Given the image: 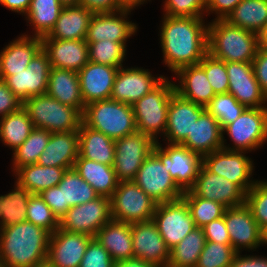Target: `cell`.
<instances>
[{
	"instance_id": "6da1fadb",
	"label": "cell",
	"mask_w": 267,
	"mask_h": 267,
	"mask_svg": "<svg viewBox=\"0 0 267 267\" xmlns=\"http://www.w3.org/2000/svg\"><path fill=\"white\" fill-rule=\"evenodd\" d=\"M162 19L159 35L165 66L175 73L181 67L199 64L208 53V23L204 17L164 15Z\"/></svg>"
},
{
	"instance_id": "7a4b0ae2",
	"label": "cell",
	"mask_w": 267,
	"mask_h": 267,
	"mask_svg": "<svg viewBox=\"0 0 267 267\" xmlns=\"http://www.w3.org/2000/svg\"><path fill=\"white\" fill-rule=\"evenodd\" d=\"M50 236L27 221L0 228V260L7 267L46 266Z\"/></svg>"
},
{
	"instance_id": "3957f363",
	"label": "cell",
	"mask_w": 267,
	"mask_h": 267,
	"mask_svg": "<svg viewBox=\"0 0 267 267\" xmlns=\"http://www.w3.org/2000/svg\"><path fill=\"white\" fill-rule=\"evenodd\" d=\"M208 53L225 62H252L259 49L256 33L226 20L208 23Z\"/></svg>"
},
{
	"instance_id": "277c9868",
	"label": "cell",
	"mask_w": 267,
	"mask_h": 267,
	"mask_svg": "<svg viewBox=\"0 0 267 267\" xmlns=\"http://www.w3.org/2000/svg\"><path fill=\"white\" fill-rule=\"evenodd\" d=\"M82 122L113 140L137 132L132 105L113 99L87 104L82 114Z\"/></svg>"
},
{
	"instance_id": "5b68a950",
	"label": "cell",
	"mask_w": 267,
	"mask_h": 267,
	"mask_svg": "<svg viewBox=\"0 0 267 267\" xmlns=\"http://www.w3.org/2000/svg\"><path fill=\"white\" fill-rule=\"evenodd\" d=\"M173 81L166 77L156 88L133 105L137 132L149 136L155 142L165 134L170 98L175 93Z\"/></svg>"
},
{
	"instance_id": "8992f818",
	"label": "cell",
	"mask_w": 267,
	"mask_h": 267,
	"mask_svg": "<svg viewBox=\"0 0 267 267\" xmlns=\"http://www.w3.org/2000/svg\"><path fill=\"white\" fill-rule=\"evenodd\" d=\"M32 124L50 133L79 130L82 113L70 106L63 105L47 94L30 97L23 102Z\"/></svg>"
},
{
	"instance_id": "52a82bcc",
	"label": "cell",
	"mask_w": 267,
	"mask_h": 267,
	"mask_svg": "<svg viewBox=\"0 0 267 267\" xmlns=\"http://www.w3.org/2000/svg\"><path fill=\"white\" fill-rule=\"evenodd\" d=\"M222 133L225 150L252 152L261 148L267 141V107L246 108L234 122L222 129ZM225 133L233 141V146L226 145Z\"/></svg>"
},
{
	"instance_id": "ba28073f",
	"label": "cell",
	"mask_w": 267,
	"mask_h": 267,
	"mask_svg": "<svg viewBox=\"0 0 267 267\" xmlns=\"http://www.w3.org/2000/svg\"><path fill=\"white\" fill-rule=\"evenodd\" d=\"M110 200L112 220L131 224L152 220L157 206L134 181L119 182Z\"/></svg>"
},
{
	"instance_id": "9c48e42d",
	"label": "cell",
	"mask_w": 267,
	"mask_h": 267,
	"mask_svg": "<svg viewBox=\"0 0 267 267\" xmlns=\"http://www.w3.org/2000/svg\"><path fill=\"white\" fill-rule=\"evenodd\" d=\"M133 181L157 203L178 200L184 193L170 176L167 165H163L153 151L146 157Z\"/></svg>"
},
{
	"instance_id": "30bf717a",
	"label": "cell",
	"mask_w": 267,
	"mask_h": 267,
	"mask_svg": "<svg viewBox=\"0 0 267 267\" xmlns=\"http://www.w3.org/2000/svg\"><path fill=\"white\" fill-rule=\"evenodd\" d=\"M245 151L220 149L202 157V165L211 173L237 184L245 193L258 181L252 180L253 160Z\"/></svg>"
},
{
	"instance_id": "8fae6325",
	"label": "cell",
	"mask_w": 267,
	"mask_h": 267,
	"mask_svg": "<svg viewBox=\"0 0 267 267\" xmlns=\"http://www.w3.org/2000/svg\"><path fill=\"white\" fill-rule=\"evenodd\" d=\"M111 220V200L99 196L93 201L71 207L59 220V228L95 238L97 232Z\"/></svg>"
},
{
	"instance_id": "7c38bea8",
	"label": "cell",
	"mask_w": 267,
	"mask_h": 267,
	"mask_svg": "<svg viewBox=\"0 0 267 267\" xmlns=\"http://www.w3.org/2000/svg\"><path fill=\"white\" fill-rule=\"evenodd\" d=\"M152 220L169 249L196 227L189 206L183 198L157 203Z\"/></svg>"
},
{
	"instance_id": "4fadbf2b",
	"label": "cell",
	"mask_w": 267,
	"mask_h": 267,
	"mask_svg": "<svg viewBox=\"0 0 267 267\" xmlns=\"http://www.w3.org/2000/svg\"><path fill=\"white\" fill-rule=\"evenodd\" d=\"M166 145L163 148L160 142H156L153 152L161 159L163 165H167L168 172L177 186L183 192L190 190L202 166V157L181 144Z\"/></svg>"
},
{
	"instance_id": "5bb4252c",
	"label": "cell",
	"mask_w": 267,
	"mask_h": 267,
	"mask_svg": "<svg viewBox=\"0 0 267 267\" xmlns=\"http://www.w3.org/2000/svg\"><path fill=\"white\" fill-rule=\"evenodd\" d=\"M155 145L156 142L152 138L139 132L115 140L113 169L117 180L133 181Z\"/></svg>"
},
{
	"instance_id": "9a60e30c",
	"label": "cell",
	"mask_w": 267,
	"mask_h": 267,
	"mask_svg": "<svg viewBox=\"0 0 267 267\" xmlns=\"http://www.w3.org/2000/svg\"><path fill=\"white\" fill-rule=\"evenodd\" d=\"M50 70V60L46 52L41 49L31 59L26 69L12 72V76H8L4 82L24 102L30 97L46 94Z\"/></svg>"
},
{
	"instance_id": "2e32d148",
	"label": "cell",
	"mask_w": 267,
	"mask_h": 267,
	"mask_svg": "<svg viewBox=\"0 0 267 267\" xmlns=\"http://www.w3.org/2000/svg\"><path fill=\"white\" fill-rule=\"evenodd\" d=\"M224 220L229 232L231 246L236 252L255 251L263 245V230L253 218L250 208L244 203L240 206L226 208Z\"/></svg>"
},
{
	"instance_id": "e0dca14e",
	"label": "cell",
	"mask_w": 267,
	"mask_h": 267,
	"mask_svg": "<svg viewBox=\"0 0 267 267\" xmlns=\"http://www.w3.org/2000/svg\"><path fill=\"white\" fill-rule=\"evenodd\" d=\"M166 77H154L150 70L143 67L118 69L110 99L133 105L147 93L156 88Z\"/></svg>"
},
{
	"instance_id": "ac0fdd59",
	"label": "cell",
	"mask_w": 267,
	"mask_h": 267,
	"mask_svg": "<svg viewBox=\"0 0 267 267\" xmlns=\"http://www.w3.org/2000/svg\"><path fill=\"white\" fill-rule=\"evenodd\" d=\"M134 258L156 267H167L170 249L153 220L131 224Z\"/></svg>"
},
{
	"instance_id": "d6986e66",
	"label": "cell",
	"mask_w": 267,
	"mask_h": 267,
	"mask_svg": "<svg viewBox=\"0 0 267 267\" xmlns=\"http://www.w3.org/2000/svg\"><path fill=\"white\" fill-rule=\"evenodd\" d=\"M131 11L121 9L116 12L94 13L85 41L87 43L99 41L127 42V40L137 33L138 25L129 21L128 15Z\"/></svg>"
},
{
	"instance_id": "ffe728a7",
	"label": "cell",
	"mask_w": 267,
	"mask_h": 267,
	"mask_svg": "<svg viewBox=\"0 0 267 267\" xmlns=\"http://www.w3.org/2000/svg\"><path fill=\"white\" fill-rule=\"evenodd\" d=\"M93 237L58 228L50 236L47 267H80L89 241Z\"/></svg>"
},
{
	"instance_id": "44dd1931",
	"label": "cell",
	"mask_w": 267,
	"mask_h": 267,
	"mask_svg": "<svg viewBox=\"0 0 267 267\" xmlns=\"http://www.w3.org/2000/svg\"><path fill=\"white\" fill-rule=\"evenodd\" d=\"M229 90L246 108L267 107V96L255 78L252 62H226Z\"/></svg>"
},
{
	"instance_id": "7402d4cb",
	"label": "cell",
	"mask_w": 267,
	"mask_h": 267,
	"mask_svg": "<svg viewBox=\"0 0 267 267\" xmlns=\"http://www.w3.org/2000/svg\"><path fill=\"white\" fill-rule=\"evenodd\" d=\"M197 197L217 201L225 207L245 203L246 193L235 183L200 167L194 186L190 189Z\"/></svg>"
},
{
	"instance_id": "603a6c76",
	"label": "cell",
	"mask_w": 267,
	"mask_h": 267,
	"mask_svg": "<svg viewBox=\"0 0 267 267\" xmlns=\"http://www.w3.org/2000/svg\"><path fill=\"white\" fill-rule=\"evenodd\" d=\"M205 110V106L188 101L175 92L169 102L165 141L170 144H181L191 133L194 122Z\"/></svg>"
},
{
	"instance_id": "cb8c5ba5",
	"label": "cell",
	"mask_w": 267,
	"mask_h": 267,
	"mask_svg": "<svg viewBox=\"0 0 267 267\" xmlns=\"http://www.w3.org/2000/svg\"><path fill=\"white\" fill-rule=\"evenodd\" d=\"M117 72V67L90 61L78 72L81 95L85 105L110 99Z\"/></svg>"
},
{
	"instance_id": "d4e9b609",
	"label": "cell",
	"mask_w": 267,
	"mask_h": 267,
	"mask_svg": "<svg viewBox=\"0 0 267 267\" xmlns=\"http://www.w3.org/2000/svg\"><path fill=\"white\" fill-rule=\"evenodd\" d=\"M51 67L79 72L88 62V44L85 40L41 38Z\"/></svg>"
},
{
	"instance_id": "484cf974",
	"label": "cell",
	"mask_w": 267,
	"mask_h": 267,
	"mask_svg": "<svg viewBox=\"0 0 267 267\" xmlns=\"http://www.w3.org/2000/svg\"><path fill=\"white\" fill-rule=\"evenodd\" d=\"M181 145L201 157L223 149V133L218 120L206 109Z\"/></svg>"
},
{
	"instance_id": "4316f807",
	"label": "cell",
	"mask_w": 267,
	"mask_h": 267,
	"mask_svg": "<svg viewBox=\"0 0 267 267\" xmlns=\"http://www.w3.org/2000/svg\"><path fill=\"white\" fill-rule=\"evenodd\" d=\"M42 49L39 37L22 34L12 40L0 51V80L12 76L28 67L31 59Z\"/></svg>"
},
{
	"instance_id": "83f0119b",
	"label": "cell",
	"mask_w": 267,
	"mask_h": 267,
	"mask_svg": "<svg viewBox=\"0 0 267 267\" xmlns=\"http://www.w3.org/2000/svg\"><path fill=\"white\" fill-rule=\"evenodd\" d=\"M79 155L78 130L51 133L50 140L41 153L37 164L70 169Z\"/></svg>"
},
{
	"instance_id": "f1b7e54d",
	"label": "cell",
	"mask_w": 267,
	"mask_h": 267,
	"mask_svg": "<svg viewBox=\"0 0 267 267\" xmlns=\"http://www.w3.org/2000/svg\"><path fill=\"white\" fill-rule=\"evenodd\" d=\"M174 75L179 79L174 83L175 92L188 101L206 107L216 95L199 64L181 67Z\"/></svg>"
},
{
	"instance_id": "f546056e",
	"label": "cell",
	"mask_w": 267,
	"mask_h": 267,
	"mask_svg": "<svg viewBox=\"0 0 267 267\" xmlns=\"http://www.w3.org/2000/svg\"><path fill=\"white\" fill-rule=\"evenodd\" d=\"M46 94L63 105L79 110L82 114L85 110L78 72L51 67Z\"/></svg>"
},
{
	"instance_id": "4dcf8cb0",
	"label": "cell",
	"mask_w": 267,
	"mask_h": 267,
	"mask_svg": "<svg viewBox=\"0 0 267 267\" xmlns=\"http://www.w3.org/2000/svg\"><path fill=\"white\" fill-rule=\"evenodd\" d=\"M93 14L94 12L81 5L63 6L53 29L43 38L85 40Z\"/></svg>"
},
{
	"instance_id": "1f68e13d",
	"label": "cell",
	"mask_w": 267,
	"mask_h": 267,
	"mask_svg": "<svg viewBox=\"0 0 267 267\" xmlns=\"http://www.w3.org/2000/svg\"><path fill=\"white\" fill-rule=\"evenodd\" d=\"M95 238L108 251L114 262L134 258L131 223L111 220L97 232Z\"/></svg>"
},
{
	"instance_id": "d6a6232c",
	"label": "cell",
	"mask_w": 267,
	"mask_h": 267,
	"mask_svg": "<svg viewBox=\"0 0 267 267\" xmlns=\"http://www.w3.org/2000/svg\"><path fill=\"white\" fill-rule=\"evenodd\" d=\"M78 133L80 157L113 166L115 140L104 135L102 132L91 129L83 122Z\"/></svg>"
},
{
	"instance_id": "836d02e7",
	"label": "cell",
	"mask_w": 267,
	"mask_h": 267,
	"mask_svg": "<svg viewBox=\"0 0 267 267\" xmlns=\"http://www.w3.org/2000/svg\"><path fill=\"white\" fill-rule=\"evenodd\" d=\"M74 169L99 196L111 198L119 184L113 166L88 160L78 155Z\"/></svg>"
},
{
	"instance_id": "e575fe53",
	"label": "cell",
	"mask_w": 267,
	"mask_h": 267,
	"mask_svg": "<svg viewBox=\"0 0 267 267\" xmlns=\"http://www.w3.org/2000/svg\"><path fill=\"white\" fill-rule=\"evenodd\" d=\"M65 171V168L41 166L35 163L19 168L13 175L31 194H39L57 186Z\"/></svg>"
},
{
	"instance_id": "d590c367",
	"label": "cell",
	"mask_w": 267,
	"mask_h": 267,
	"mask_svg": "<svg viewBox=\"0 0 267 267\" xmlns=\"http://www.w3.org/2000/svg\"><path fill=\"white\" fill-rule=\"evenodd\" d=\"M63 5L59 0H31L25 14L27 23L32 26L34 36L43 38L53 29Z\"/></svg>"
},
{
	"instance_id": "8d00e7d4",
	"label": "cell",
	"mask_w": 267,
	"mask_h": 267,
	"mask_svg": "<svg viewBox=\"0 0 267 267\" xmlns=\"http://www.w3.org/2000/svg\"><path fill=\"white\" fill-rule=\"evenodd\" d=\"M225 20L257 34L267 21V0H242Z\"/></svg>"
},
{
	"instance_id": "74e56055",
	"label": "cell",
	"mask_w": 267,
	"mask_h": 267,
	"mask_svg": "<svg viewBox=\"0 0 267 267\" xmlns=\"http://www.w3.org/2000/svg\"><path fill=\"white\" fill-rule=\"evenodd\" d=\"M57 186L62 189L64 215L71 207L99 197L93 187L79 175L74 167L64 172L62 180Z\"/></svg>"
},
{
	"instance_id": "f35d334b",
	"label": "cell",
	"mask_w": 267,
	"mask_h": 267,
	"mask_svg": "<svg viewBox=\"0 0 267 267\" xmlns=\"http://www.w3.org/2000/svg\"><path fill=\"white\" fill-rule=\"evenodd\" d=\"M33 128L27 111L21 107L0 118V141L14 151L28 138Z\"/></svg>"
},
{
	"instance_id": "ab89813d",
	"label": "cell",
	"mask_w": 267,
	"mask_h": 267,
	"mask_svg": "<svg viewBox=\"0 0 267 267\" xmlns=\"http://www.w3.org/2000/svg\"><path fill=\"white\" fill-rule=\"evenodd\" d=\"M14 189L0 196V228L26 221L27 204L31 193L17 180Z\"/></svg>"
},
{
	"instance_id": "60d3db41",
	"label": "cell",
	"mask_w": 267,
	"mask_h": 267,
	"mask_svg": "<svg viewBox=\"0 0 267 267\" xmlns=\"http://www.w3.org/2000/svg\"><path fill=\"white\" fill-rule=\"evenodd\" d=\"M206 244L203 229L195 227L176 246L170 249L167 267H195Z\"/></svg>"
},
{
	"instance_id": "b9f144b4",
	"label": "cell",
	"mask_w": 267,
	"mask_h": 267,
	"mask_svg": "<svg viewBox=\"0 0 267 267\" xmlns=\"http://www.w3.org/2000/svg\"><path fill=\"white\" fill-rule=\"evenodd\" d=\"M51 133L46 129L34 127L28 138L13 151L12 172L19 168L37 163L41 153L50 140Z\"/></svg>"
},
{
	"instance_id": "7bdbcfd3",
	"label": "cell",
	"mask_w": 267,
	"mask_h": 267,
	"mask_svg": "<svg viewBox=\"0 0 267 267\" xmlns=\"http://www.w3.org/2000/svg\"><path fill=\"white\" fill-rule=\"evenodd\" d=\"M182 198L189 206L195 226L199 228L204 227L215 219L223 217L227 208L217 201L197 197L191 190L185 191Z\"/></svg>"
},
{
	"instance_id": "ee69618b",
	"label": "cell",
	"mask_w": 267,
	"mask_h": 267,
	"mask_svg": "<svg viewBox=\"0 0 267 267\" xmlns=\"http://www.w3.org/2000/svg\"><path fill=\"white\" fill-rule=\"evenodd\" d=\"M89 61L117 67L118 69L123 66L125 61L127 43L114 42L110 40H101L99 42L87 43Z\"/></svg>"
},
{
	"instance_id": "f6af8a7d",
	"label": "cell",
	"mask_w": 267,
	"mask_h": 267,
	"mask_svg": "<svg viewBox=\"0 0 267 267\" xmlns=\"http://www.w3.org/2000/svg\"><path fill=\"white\" fill-rule=\"evenodd\" d=\"M206 109L218 120L221 128L234 122L246 107L240 104L229 92L216 94Z\"/></svg>"
},
{
	"instance_id": "bcb514c9",
	"label": "cell",
	"mask_w": 267,
	"mask_h": 267,
	"mask_svg": "<svg viewBox=\"0 0 267 267\" xmlns=\"http://www.w3.org/2000/svg\"><path fill=\"white\" fill-rule=\"evenodd\" d=\"M26 221L42 227L51 234L59 228V220L39 194H31L26 210Z\"/></svg>"
},
{
	"instance_id": "7dc6e473",
	"label": "cell",
	"mask_w": 267,
	"mask_h": 267,
	"mask_svg": "<svg viewBox=\"0 0 267 267\" xmlns=\"http://www.w3.org/2000/svg\"><path fill=\"white\" fill-rule=\"evenodd\" d=\"M236 253L231 244L206 241L195 267H229Z\"/></svg>"
},
{
	"instance_id": "c3c4849f",
	"label": "cell",
	"mask_w": 267,
	"mask_h": 267,
	"mask_svg": "<svg viewBox=\"0 0 267 267\" xmlns=\"http://www.w3.org/2000/svg\"><path fill=\"white\" fill-rule=\"evenodd\" d=\"M245 204L250 208L259 227H267V180H258L246 193Z\"/></svg>"
},
{
	"instance_id": "681fc988",
	"label": "cell",
	"mask_w": 267,
	"mask_h": 267,
	"mask_svg": "<svg viewBox=\"0 0 267 267\" xmlns=\"http://www.w3.org/2000/svg\"><path fill=\"white\" fill-rule=\"evenodd\" d=\"M199 65L204 69L207 79L209 80L215 94L228 92L229 79L225 61L217 59L207 53L199 62Z\"/></svg>"
},
{
	"instance_id": "f907efd6",
	"label": "cell",
	"mask_w": 267,
	"mask_h": 267,
	"mask_svg": "<svg viewBox=\"0 0 267 267\" xmlns=\"http://www.w3.org/2000/svg\"><path fill=\"white\" fill-rule=\"evenodd\" d=\"M206 7V0H165L163 12L170 17H205Z\"/></svg>"
},
{
	"instance_id": "816d5d0a",
	"label": "cell",
	"mask_w": 267,
	"mask_h": 267,
	"mask_svg": "<svg viewBox=\"0 0 267 267\" xmlns=\"http://www.w3.org/2000/svg\"><path fill=\"white\" fill-rule=\"evenodd\" d=\"M114 263L108 251L96 238H92L88 243L80 267H113Z\"/></svg>"
},
{
	"instance_id": "f5cc1de1",
	"label": "cell",
	"mask_w": 267,
	"mask_h": 267,
	"mask_svg": "<svg viewBox=\"0 0 267 267\" xmlns=\"http://www.w3.org/2000/svg\"><path fill=\"white\" fill-rule=\"evenodd\" d=\"M202 229L206 237V241L221 244H231L224 217H220L211 221L202 227Z\"/></svg>"
},
{
	"instance_id": "db71d44e",
	"label": "cell",
	"mask_w": 267,
	"mask_h": 267,
	"mask_svg": "<svg viewBox=\"0 0 267 267\" xmlns=\"http://www.w3.org/2000/svg\"><path fill=\"white\" fill-rule=\"evenodd\" d=\"M23 102L11 91L3 80H0V118L16 112Z\"/></svg>"
},
{
	"instance_id": "11a10c76",
	"label": "cell",
	"mask_w": 267,
	"mask_h": 267,
	"mask_svg": "<svg viewBox=\"0 0 267 267\" xmlns=\"http://www.w3.org/2000/svg\"><path fill=\"white\" fill-rule=\"evenodd\" d=\"M252 67L261 91L267 96V49L259 47Z\"/></svg>"
},
{
	"instance_id": "9f6ffc18",
	"label": "cell",
	"mask_w": 267,
	"mask_h": 267,
	"mask_svg": "<svg viewBox=\"0 0 267 267\" xmlns=\"http://www.w3.org/2000/svg\"><path fill=\"white\" fill-rule=\"evenodd\" d=\"M39 195L50 207L58 220H61V218L64 216L62 189H60L58 186H54L42 191L39 193Z\"/></svg>"
},
{
	"instance_id": "6f0895ef",
	"label": "cell",
	"mask_w": 267,
	"mask_h": 267,
	"mask_svg": "<svg viewBox=\"0 0 267 267\" xmlns=\"http://www.w3.org/2000/svg\"><path fill=\"white\" fill-rule=\"evenodd\" d=\"M207 7L206 13L207 16L210 13H214L216 18L213 20H225L228 15L233 11L236 5L242 0H206Z\"/></svg>"
},
{
	"instance_id": "680465c9",
	"label": "cell",
	"mask_w": 267,
	"mask_h": 267,
	"mask_svg": "<svg viewBox=\"0 0 267 267\" xmlns=\"http://www.w3.org/2000/svg\"><path fill=\"white\" fill-rule=\"evenodd\" d=\"M80 5L94 13L116 12L122 9L118 0H80Z\"/></svg>"
},
{
	"instance_id": "91938a15",
	"label": "cell",
	"mask_w": 267,
	"mask_h": 267,
	"mask_svg": "<svg viewBox=\"0 0 267 267\" xmlns=\"http://www.w3.org/2000/svg\"><path fill=\"white\" fill-rule=\"evenodd\" d=\"M237 252L229 267H267V257L257 255H240Z\"/></svg>"
},
{
	"instance_id": "94428289",
	"label": "cell",
	"mask_w": 267,
	"mask_h": 267,
	"mask_svg": "<svg viewBox=\"0 0 267 267\" xmlns=\"http://www.w3.org/2000/svg\"><path fill=\"white\" fill-rule=\"evenodd\" d=\"M30 2L31 0H0L2 6L24 16L29 9Z\"/></svg>"
},
{
	"instance_id": "6125c7cd",
	"label": "cell",
	"mask_w": 267,
	"mask_h": 267,
	"mask_svg": "<svg viewBox=\"0 0 267 267\" xmlns=\"http://www.w3.org/2000/svg\"><path fill=\"white\" fill-rule=\"evenodd\" d=\"M113 267H156V266L145 263L140 259L133 258L125 261L115 262Z\"/></svg>"
},
{
	"instance_id": "be15d7a7",
	"label": "cell",
	"mask_w": 267,
	"mask_h": 267,
	"mask_svg": "<svg viewBox=\"0 0 267 267\" xmlns=\"http://www.w3.org/2000/svg\"><path fill=\"white\" fill-rule=\"evenodd\" d=\"M147 1L151 0H118V3L122 9L134 10V8L136 9Z\"/></svg>"
},
{
	"instance_id": "e7e4bbea",
	"label": "cell",
	"mask_w": 267,
	"mask_h": 267,
	"mask_svg": "<svg viewBox=\"0 0 267 267\" xmlns=\"http://www.w3.org/2000/svg\"><path fill=\"white\" fill-rule=\"evenodd\" d=\"M259 47L267 49V21L262 29L257 33Z\"/></svg>"
},
{
	"instance_id": "03108f58",
	"label": "cell",
	"mask_w": 267,
	"mask_h": 267,
	"mask_svg": "<svg viewBox=\"0 0 267 267\" xmlns=\"http://www.w3.org/2000/svg\"><path fill=\"white\" fill-rule=\"evenodd\" d=\"M63 6H79L80 0H59Z\"/></svg>"
},
{
	"instance_id": "003e7915",
	"label": "cell",
	"mask_w": 267,
	"mask_h": 267,
	"mask_svg": "<svg viewBox=\"0 0 267 267\" xmlns=\"http://www.w3.org/2000/svg\"><path fill=\"white\" fill-rule=\"evenodd\" d=\"M263 245H267V227L263 230Z\"/></svg>"
},
{
	"instance_id": "a7ac6f4b",
	"label": "cell",
	"mask_w": 267,
	"mask_h": 267,
	"mask_svg": "<svg viewBox=\"0 0 267 267\" xmlns=\"http://www.w3.org/2000/svg\"><path fill=\"white\" fill-rule=\"evenodd\" d=\"M0 267H7V266L0 260Z\"/></svg>"
}]
</instances>
